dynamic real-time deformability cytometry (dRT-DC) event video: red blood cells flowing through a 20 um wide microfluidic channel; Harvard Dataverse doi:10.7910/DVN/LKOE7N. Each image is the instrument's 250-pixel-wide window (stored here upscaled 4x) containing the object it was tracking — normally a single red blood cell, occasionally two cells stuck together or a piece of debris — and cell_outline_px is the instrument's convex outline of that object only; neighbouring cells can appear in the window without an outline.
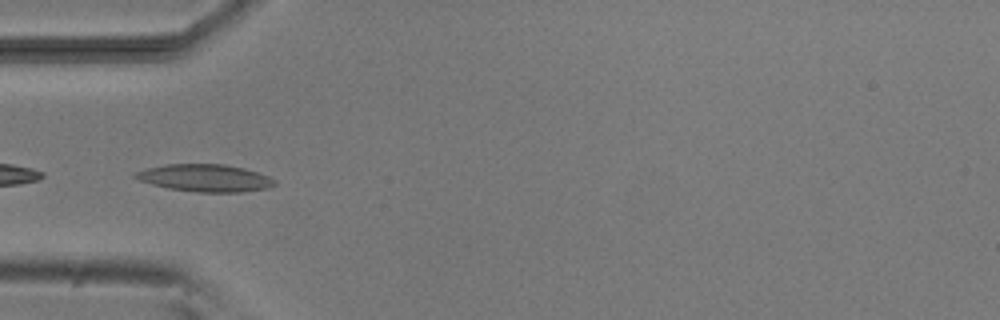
{"species": "common noctule bat (a hibernating species)", "species_latin": "Nyctalus noctula", "temperature_condition": "room temperature", "stored_images_in_passage": 7, "camera_frame_rate_fps": 3000, "um_per_image_px": 0.085, "animal": {"sex": "male", "body_mass_g": 20.5, "forearm_length_mm": 52.5}, "frame": {"image": 1, "passage_image": 4, "time_ms": 4.0, "image_size_px": [1000, 320], "cell_outline_px": [[276, 184], [268, 188], [240, 192], [196, 192], [168, 188], [152, 184], [140, 180], [132, 176], [136, 172], [144, 168], [164, 164], [224, 164], [244, 168], [268, 176], [276, 180]], "centroid_in_image_um": [17.42, 15.12], "position_along_channel_um": 67.6, "area_um2": 22.2}}
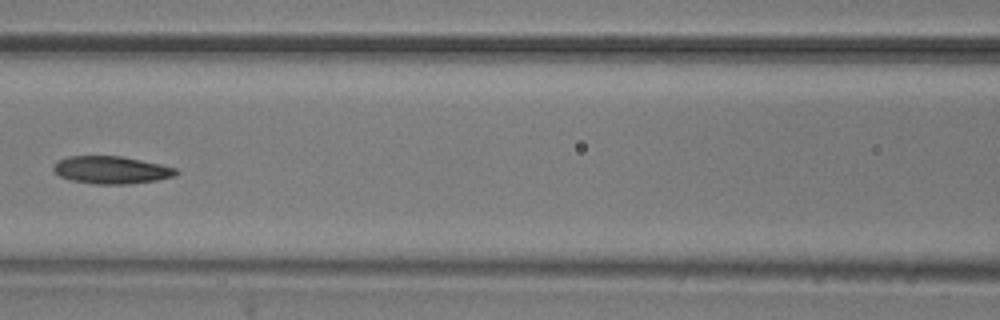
{"frame": {"image": 2, "passage_image": 6, "time_ms": 6.333, "image_size_px": [1000, 320], "cell_outline_px": [[180, 172], [176, 176], [156, 180], [128, 184], [96, 184], [72, 180], [60, 176], [52, 168], [60, 160], [68, 156], [120, 156], [160, 164], [176, 168]], "centroid_in_image_um": [9.51, 14.45], "position_along_channel_um": 157.1, "area_um2": 19.48}}
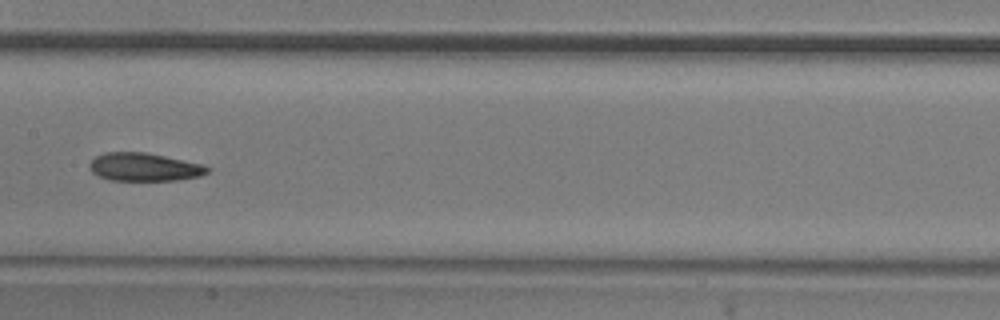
{"frame": {"image": 3, "passage_image": 7, "time_ms": 7.333, "image_size_px": [1000, 320], "cell_outline_px": [[212, 168], [208, 172], [200, 176], [176, 180], [108, 180], [92, 172], [88, 168], [88, 164], [96, 156], [104, 152], [144, 152], [204, 164]], "centroid_in_image_um": [12.26, 14.19], "position_along_channel_um": 195.1, "area_um2": 19.36}}